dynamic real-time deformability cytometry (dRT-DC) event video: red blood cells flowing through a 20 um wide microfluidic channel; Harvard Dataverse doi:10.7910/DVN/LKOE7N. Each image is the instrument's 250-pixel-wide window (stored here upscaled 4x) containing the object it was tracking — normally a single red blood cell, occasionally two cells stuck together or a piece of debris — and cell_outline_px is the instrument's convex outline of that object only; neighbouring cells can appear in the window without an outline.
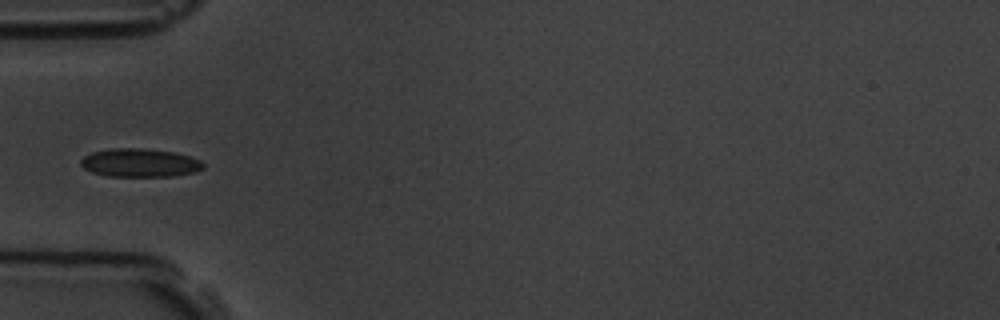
{"species": "common noctule bat (a hibernating species)", "species_latin": "Nyctalus noctula", "temperature_condition": "room temperature", "stored_images_in_passage": 5, "camera_frame_rate_fps": 3000, "um_per_image_px": 0.085, "animal": {"sex": "male", "body_mass_g": 19.5, "forearm_length_mm": 54.6}, "frame": {"image": 1, "passage_image": 5, "time_ms": 6.333, "image_size_px": [1000, 320], "cell_outline_px": [[204, 168], [196, 172], [172, 176], [108, 176], [92, 172], [84, 168], [80, 164], [80, 160], [84, 156], [92, 152], [108, 148], [140, 148], [176, 152], [200, 160], [204, 164]], "centroid_in_image_um": [11.88, 13.83], "position_along_channel_um": 73.1, "area_um2": 20.35}}